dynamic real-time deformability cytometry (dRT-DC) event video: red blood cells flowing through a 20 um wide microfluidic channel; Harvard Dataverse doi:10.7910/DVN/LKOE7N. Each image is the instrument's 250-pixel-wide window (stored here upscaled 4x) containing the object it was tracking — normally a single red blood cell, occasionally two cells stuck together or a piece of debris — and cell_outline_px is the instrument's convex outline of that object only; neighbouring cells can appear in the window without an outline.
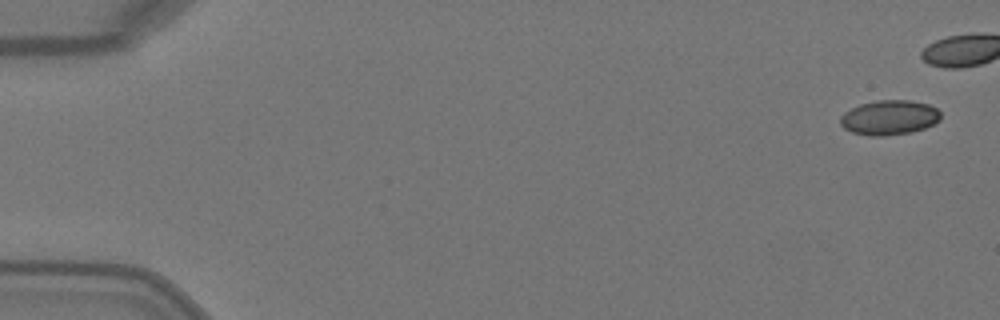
{"species": "Egyptian fruit bat (a non-hibernating species)", "species_latin": "Rousettus aegyptiacus", "temperature_condition": "warm", "stored_images_in_passage": 7, "camera_frame_rate_fps": 3000, "um_per_image_px": 0.085, "animal": {"sex": "female"}, "frame": {"image": 1, "passage_image": 1, "time_ms": 0.0, "image_size_px": [1000, 320], "cell_outline_px": [[940, 120], [924, 128], [912, 132], [884, 136], [868, 136], [852, 132], [844, 128], [840, 124], [840, 116], [844, 112], [860, 104], [876, 100], [908, 100], [928, 104], [936, 108], [940, 112]], "centroid_in_image_um": [75.57, 9.99], "position_along_channel_um": 9.4, "area_um2": 20.35}}
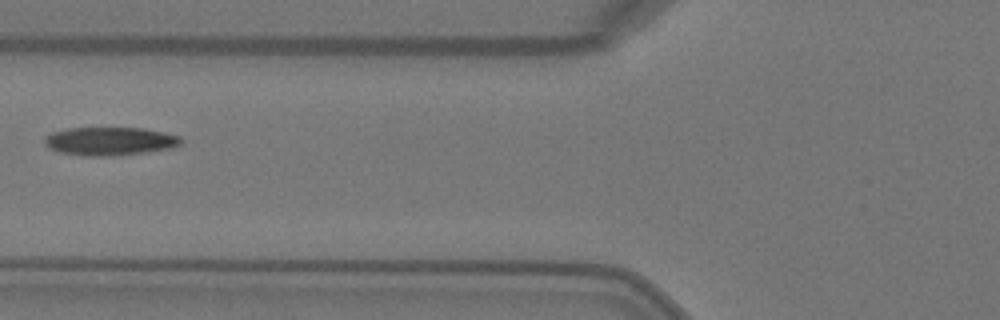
{"frame": {"image": 2, "passage_image": 6, "time_ms": 1.667, "image_size_px": [1000, 320], "cell_outline_px": [[184, 140], [180, 144], [172, 148], [148, 152], [116, 156], [80, 156], [60, 152], [48, 148], [44, 144], [44, 140], [52, 132], [68, 128], [144, 128], [164, 132], [180, 136]], "centroid_in_image_um": [9.36, 12.01], "position_along_channel_um": 116.4, "area_um2": 22.77}}
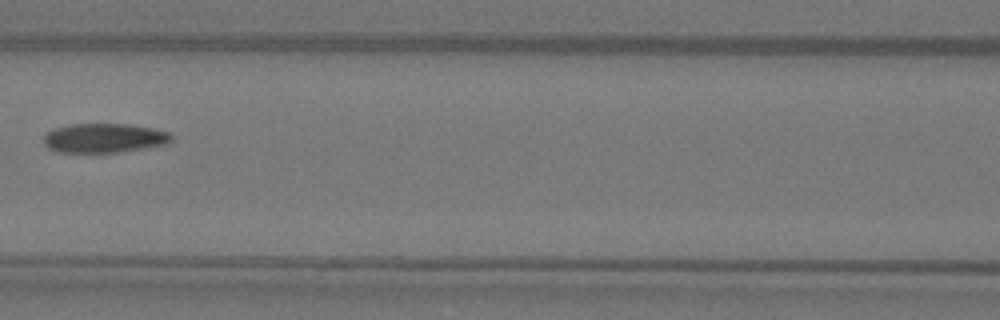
{"frame": {"image": 3, "passage_image": 7, "time_ms": 2.0, "image_size_px": [1000, 320], "cell_outline_px": [[172, 140], [168, 144], [120, 152], [56, 152], [48, 148], [44, 144], [44, 136], [52, 128], [68, 124], [128, 124], [152, 128], [168, 132], [172, 136]], "centroid_in_image_um": [8.83, 11.73], "position_along_channel_um": 157.8, "area_um2": 21.91}}